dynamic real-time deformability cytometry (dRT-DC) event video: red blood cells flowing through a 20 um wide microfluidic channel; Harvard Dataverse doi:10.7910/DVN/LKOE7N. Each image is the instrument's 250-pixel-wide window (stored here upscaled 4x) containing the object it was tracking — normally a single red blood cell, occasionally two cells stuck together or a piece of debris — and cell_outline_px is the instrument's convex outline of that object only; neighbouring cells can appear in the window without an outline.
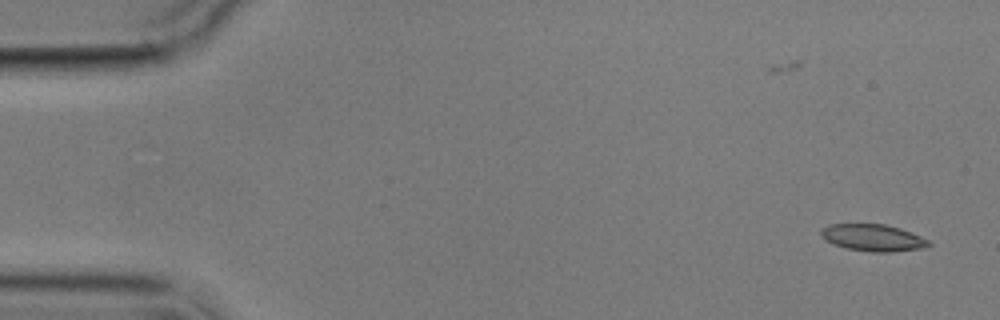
{"species": "common noctule bat (a hibernating species)", "species_latin": "Nyctalus noctula", "temperature_condition": "cold", "stored_images_in_passage": 5, "camera_frame_rate_fps": 3000, "um_per_image_px": 0.085, "animal": {"sex": "male", "body_mass_g": 17.9}, "frame": {"image": 1, "passage_image": 1, "time_ms": 0.0, "image_size_px": [1000, 320], "cell_outline_px": [[932, 244], [920, 248], [892, 252], [872, 252], [844, 248], [832, 244], [820, 236], [820, 228], [828, 224], [884, 224], [900, 228], [920, 236], [928, 240]], "centroid_in_image_um": [74.13, 20.2], "position_along_channel_um": 10.9, "area_um2": 16.94}}